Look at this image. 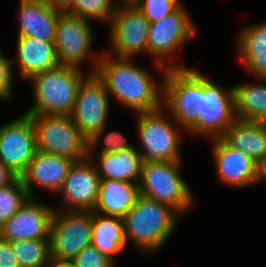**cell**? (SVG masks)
Listing matches in <instances>:
<instances>
[{
    "label": "cell",
    "instance_id": "1",
    "mask_svg": "<svg viewBox=\"0 0 266 267\" xmlns=\"http://www.w3.org/2000/svg\"><path fill=\"white\" fill-rule=\"evenodd\" d=\"M148 70L134 59L117 58L103 52L94 73L116 103L136 114L162 108L163 79L158 82Z\"/></svg>",
    "mask_w": 266,
    "mask_h": 267
},
{
    "label": "cell",
    "instance_id": "2",
    "mask_svg": "<svg viewBox=\"0 0 266 267\" xmlns=\"http://www.w3.org/2000/svg\"><path fill=\"white\" fill-rule=\"evenodd\" d=\"M179 217L170 206L140 194L123 218L126 245L132 244L137 251L154 255L176 230Z\"/></svg>",
    "mask_w": 266,
    "mask_h": 267
},
{
    "label": "cell",
    "instance_id": "3",
    "mask_svg": "<svg viewBox=\"0 0 266 267\" xmlns=\"http://www.w3.org/2000/svg\"><path fill=\"white\" fill-rule=\"evenodd\" d=\"M85 71L87 70L59 65L32 76L28 81L32 84L33 102L24 114L70 115L78 89L90 74Z\"/></svg>",
    "mask_w": 266,
    "mask_h": 267
},
{
    "label": "cell",
    "instance_id": "4",
    "mask_svg": "<svg viewBox=\"0 0 266 267\" xmlns=\"http://www.w3.org/2000/svg\"><path fill=\"white\" fill-rule=\"evenodd\" d=\"M182 162H143L139 182V191L142 196L170 206L181 217L195 208V201H197L191 188L180 174Z\"/></svg>",
    "mask_w": 266,
    "mask_h": 267
},
{
    "label": "cell",
    "instance_id": "5",
    "mask_svg": "<svg viewBox=\"0 0 266 267\" xmlns=\"http://www.w3.org/2000/svg\"><path fill=\"white\" fill-rule=\"evenodd\" d=\"M190 15L182 3L172 13L149 24L147 55L155 59V68L162 77L166 69L188 67L174 62L170 57L173 58L184 44L197 36L198 30Z\"/></svg>",
    "mask_w": 266,
    "mask_h": 267
},
{
    "label": "cell",
    "instance_id": "6",
    "mask_svg": "<svg viewBox=\"0 0 266 267\" xmlns=\"http://www.w3.org/2000/svg\"><path fill=\"white\" fill-rule=\"evenodd\" d=\"M135 115L136 131L140 141L136 148L143 162L182 161L181 134H185L186 131L163 108ZM139 145L142 149H139Z\"/></svg>",
    "mask_w": 266,
    "mask_h": 267
},
{
    "label": "cell",
    "instance_id": "7",
    "mask_svg": "<svg viewBox=\"0 0 266 267\" xmlns=\"http://www.w3.org/2000/svg\"><path fill=\"white\" fill-rule=\"evenodd\" d=\"M162 79V108L187 131L200 115L202 72L195 67L169 68Z\"/></svg>",
    "mask_w": 266,
    "mask_h": 267
},
{
    "label": "cell",
    "instance_id": "8",
    "mask_svg": "<svg viewBox=\"0 0 266 267\" xmlns=\"http://www.w3.org/2000/svg\"><path fill=\"white\" fill-rule=\"evenodd\" d=\"M32 119L37 151L67 157L75 162L88 158V140L70 115H36Z\"/></svg>",
    "mask_w": 266,
    "mask_h": 267
},
{
    "label": "cell",
    "instance_id": "9",
    "mask_svg": "<svg viewBox=\"0 0 266 267\" xmlns=\"http://www.w3.org/2000/svg\"><path fill=\"white\" fill-rule=\"evenodd\" d=\"M91 22L69 13H60L57 20L55 50L59 65L84 69L90 60L89 73L96 71L103 52H94V28Z\"/></svg>",
    "mask_w": 266,
    "mask_h": 267
},
{
    "label": "cell",
    "instance_id": "10",
    "mask_svg": "<svg viewBox=\"0 0 266 267\" xmlns=\"http://www.w3.org/2000/svg\"><path fill=\"white\" fill-rule=\"evenodd\" d=\"M202 72L200 115L186 134L211 139L221 138L237 120L233 86L226 89Z\"/></svg>",
    "mask_w": 266,
    "mask_h": 267
},
{
    "label": "cell",
    "instance_id": "11",
    "mask_svg": "<svg viewBox=\"0 0 266 267\" xmlns=\"http://www.w3.org/2000/svg\"><path fill=\"white\" fill-rule=\"evenodd\" d=\"M92 211L54 209L50 229V258L69 263L91 245Z\"/></svg>",
    "mask_w": 266,
    "mask_h": 267
},
{
    "label": "cell",
    "instance_id": "12",
    "mask_svg": "<svg viewBox=\"0 0 266 267\" xmlns=\"http://www.w3.org/2000/svg\"><path fill=\"white\" fill-rule=\"evenodd\" d=\"M149 24L136 5L117 6L110 24L107 25L110 46L105 53L130 59L147 54Z\"/></svg>",
    "mask_w": 266,
    "mask_h": 267
},
{
    "label": "cell",
    "instance_id": "13",
    "mask_svg": "<svg viewBox=\"0 0 266 267\" xmlns=\"http://www.w3.org/2000/svg\"><path fill=\"white\" fill-rule=\"evenodd\" d=\"M110 100L103 82L95 73H90L82 81L70 117L88 141L108 124Z\"/></svg>",
    "mask_w": 266,
    "mask_h": 267
},
{
    "label": "cell",
    "instance_id": "14",
    "mask_svg": "<svg viewBox=\"0 0 266 267\" xmlns=\"http://www.w3.org/2000/svg\"><path fill=\"white\" fill-rule=\"evenodd\" d=\"M37 152L32 119L24 113L0 125V160L21 177Z\"/></svg>",
    "mask_w": 266,
    "mask_h": 267
},
{
    "label": "cell",
    "instance_id": "15",
    "mask_svg": "<svg viewBox=\"0 0 266 267\" xmlns=\"http://www.w3.org/2000/svg\"><path fill=\"white\" fill-rule=\"evenodd\" d=\"M100 181L97 168L90 159L75 162L57 193L63 205L54 209L93 211Z\"/></svg>",
    "mask_w": 266,
    "mask_h": 267
},
{
    "label": "cell",
    "instance_id": "16",
    "mask_svg": "<svg viewBox=\"0 0 266 267\" xmlns=\"http://www.w3.org/2000/svg\"><path fill=\"white\" fill-rule=\"evenodd\" d=\"M213 163L218 181L224 186L245 188L259 184V164L222 138L211 139Z\"/></svg>",
    "mask_w": 266,
    "mask_h": 267
},
{
    "label": "cell",
    "instance_id": "17",
    "mask_svg": "<svg viewBox=\"0 0 266 267\" xmlns=\"http://www.w3.org/2000/svg\"><path fill=\"white\" fill-rule=\"evenodd\" d=\"M30 197L1 227L0 238L9 242L20 239H50L54 206ZM52 206V207H51Z\"/></svg>",
    "mask_w": 266,
    "mask_h": 267
},
{
    "label": "cell",
    "instance_id": "18",
    "mask_svg": "<svg viewBox=\"0 0 266 267\" xmlns=\"http://www.w3.org/2000/svg\"><path fill=\"white\" fill-rule=\"evenodd\" d=\"M75 161L57 155L37 151L21 176L30 197H38L33 187H39L49 194L58 193Z\"/></svg>",
    "mask_w": 266,
    "mask_h": 267
},
{
    "label": "cell",
    "instance_id": "19",
    "mask_svg": "<svg viewBox=\"0 0 266 267\" xmlns=\"http://www.w3.org/2000/svg\"><path fill=\"white\" fill-rule=\"evenodd\" d=\"M60 13L46 0H20L16 15L17 36H31L55 43Z\"/></svg>",
    "mask_w": 266,
    "mask_h": 267
},
{
    "label": "cell",
    "instance_id": "20",
    "mask_svg": "<svg viewBox=\"0 0 266 267\" xmlns=\"http://www.w3.org/2000/svg\"><path fill=\"white\" fill-rule=\"evenodd\" d=\"M16 55L13 65H18L20 79L29 80L32 76L59 66L55 45L31 36H17ZM16 60V61H15Z\"/></svg>",
    "mask_w": 266,
    "mask_h": 267
},
{
    "label": "cell",
    "instance_id": "21",
    "mask_svg": "<svg viewBox=\"0 0 266 267\" xmlns=\"http://www.w3.org/2000/svg\"><path fill=\"white\" fill-rule=\"evenodd\" d=\"M236 36L237 57L247 75L254 79L266 74V22L245 25Z\"/></svg>",
    "mask_w": 266,
    "mask_h": 267
},
{
    "label": "cell",
    "instance_id": "22",
    "mask_svg": "<svg viewBox=\"0 0 266 267\" xmlns=\"http://www.w3.org/2000/svg\"><path fill=\"white\" fill-rule=\"evenodd\" d=\"M140 195L139 184L101 179L93 212L123 219Z\"/></svg>",
    "mask_w": 266,
    "mask_h": 267
},
{
    "label": "cell",
    "instance_id": "23",
    "mask_svg": "<svg viewBox=\"0 0 266 267\" xmlns=\"http://www.w3.org/2000/svg\"><path fill=\"white\" fill-rule=\"evenodd\" d=\"M95 155L90 160L95 164L101 179L139 184L143 161L136 146L117 153Z\"/></svg>",
    "mask_w": 266,
    "mask_h": 267
},
{
    "label": "cell",
    "instance_id": "24",
    "mask_svg": "<svg viewBox=\"0 0 266 267\" xmlns=\"http://www.w3.org/2000/svg\"><path fill=\"white\" fill-rule=\"evenodd\" d=\"M221 138L259 165L266 158V127L262 122L236 120Z\"/></svg>",
    "mask_w": 266,
    "mask_h": 267
},
{
    "label": "cell",
    "instance_id": "25",
    "mask_svg": "<svg viewBox=\"0 0 266 267\" xmlns=\"http://www.w3.org/2000/svg\"><path fill=\"white\" fill-rule=\"evenodd\" d=\"M91 236V245L117 265V256L127 247L123 219L92 211Z\"/></svg>",
    "mask_w": 266,
    "mask_h": 267
},
{
    "label": "cell",
    "instance_id": "26",
    "mask_svg": "<svg viewBox=\"0 0 266 267\" xmlns=\"http://www.w3.org/2000/svg\"><path fill=\"white\" fill-rule=\"evenodd\" d=\"M250 82L234 84L235 115L237 120L263 122L266 120V86L260 78Z\"/></svg>",
    "mask_w": 266,
    "mask_h": 267
},
{
    "label": "cell",
    "instance_id": "27",
    "mask_svg": "<svg viewBox=\"0 0 266 267\" xmlns=\"http://www.w3.org/2000/svg\"><path fill=\"white\" fill-rule=\"evenodd\" d=\"M20 267H46L50 262V239L11 241Z\"/></svg>",
    "mask_w": 266,
    "mask_h": 267
},
{
    "label": "cell",
    "instance_id": "28",
    "mask_svg": "<svg viewBox=\"0 0 266 267\" xmlns=\"http://www.w3.org/2000/svg\"><path fill=\"white\" fill-rule=\"evenodd\" d=\"M116 8L113 0H75L67 13L91 23L97 21L109 25Z\"/></svg>",
    "mask_w": 266,
    "mask_h": 267
},
{
    "label": "cell",
    "instance_id": "29",
    "mask_svg": "<svg viewBox=\"0 0 266 267\" xmlns=\"http://www.w3.org/2000/svg\"><path fill=\"white\" fill-rule=\"evenodd\" d=\"M108 125L99 130L88 141V159H91L95 154L117 153L121 150H126L135 147L136 145L130 144L121 132L119 131H106ZM102 140V141H101ZM103 143V144H102Z\"/></svg>",
    "mask_w": 266,
    "mask_h": 267
},
{
    "label": "cell",
    "instance_id": "30",
    "mask_svg": "<svg viewBox=\"0 0 266 267\" xmlns=\"http://www.w3.org/2000/svg\"><path fill=\"white\" fill-rule=\"evenodd\" d=\"M30 198L21 177L0 188V227Z\"/></svg>",
    "mask_w": 266,
    "mask_h": 267
},
{
    "label": "cell",
    "instance_id": "31",
    "mask_svg": "<svg viewBox=\"0 0 266 267\" xmlns=\"http://www.w3.org/2000/svg\"><path fill=\"white\" fill-rule=\"evenodd\" d=\"M182 0H138L136 7L150 22H156L175 11Z\"/></svg>",
    "mask_w": 266,
    "mask_h": 267
},
{
    "label": "cell",
    "instance_id": "32",
    "mask_svg": "<svg viewBox=\"0 0 266 267\" xmlns=\"http://www.w3.org/2000/svg\"><path fill=\"white\" fill-rule=\"evenodd\" d=\"M72 267H117L109 257L102 254L95 246L83 248L70 262Z\"/></svg>",
    "mask_w": 266,
    "mask_h": 267
},
{
    "label": "cell",
    "instance_id": "33",
    "mask_svg": "<svg viewBox=\"0 0 266 267\" xmlns=\"http://www.w3.org/2000/svg\"><path fill=\"white\" fill-rule=\"evenodd\" d=\"M14 71L12 58H7L0 49V101L7 102L13 98Z\"/></svg>",
    "mask_w": 266,
    "mask_h": 267
},
{
    "label": "cell",
    "instance_id": "34",
    "mask_svg": "<svg viewBox=\"0 0 266 267\" xmlns=\"http://www.w3.org/2000/svg\"><path fill=\"white\" fill-rule=\"evenodd\" d=\"M0 267H20L11 243L0 238Z\"/></svg>",
    "mask_w": 266,
    "mask_h": 267
},
{
    "label": "cell",
    "instance_id": "35",
    "mask_svg": "<svg viewBox=\"0 0 266 267\" xmlns=\"http://www.w3.org/2000/svg\"><path fill=\"white\" fill-rule=\"evenodd\" d=\"M19 176L0 160V188L6 187L15 182Z\"/></svg>",
    "mask_w": 266,
    "mask_h": 267
},
{
    "label": "cell",
    "instance_id": "36",
    "mask_svg": "<svg viewBox=\"0 0 266 267\" xmlns=\"http://www.w3.org/2000/svg\"><path fill=\"white\" fill-rule=\"evenodd\" d=\"M75 0H46L55 10L61 13H67L71 8Z\"/></svg>",
    "mask_w": 266,
    "mask_h": 267
},
{
    "label": "cell",
    "instance_id": "37",
    "mask_svg": "<svg viewBox=\"0 0 266 267\" xmlns=\"http://www.w3.org/2000/svg\"><path fill=\"white\" fill-rule=\"evenodd\" d=\"M265 181L266 182V158L259 165V183Z\"/></svg>",
    "mask_w": 266,
    "mask_h": 267
},
{
    "label": "cell",
    "instance_id": "38",
    "mask_svg": "<svg viewBox=\"0 0 266 267\" xmlns=\"http://www.w3.org/2000/svg\"><path fill=\"white\" fill-rule=\"evenodd\" d=\"M117 6L120 5H135L138 0H113Z\"/></svg>",
    "mask_w": 266,
    "mask_h": 267
},
{
    "label": "cell",
    "instance_id": "39",
    "mask_svg": "<svg viewBox=\"0 0 266 267\" xmlns=\"http://www.w3.org/2000/svg\"><path fill=\"white\" fill-rule=\"evenodd\" d=\"M46 267H72L69 263H57L51 261Z\"/></svg>",
    "mask_w": 266,
    "mask_h": 267
},
{
    "label": "cell",
    "instance_id": "40",
    "mask_svg": "<svg viewBox=\"0 0 266 267\" xmlns=\"http://www.w3.org/2000/svg\"><path fill=\"white\" fill-rule=\"evenodd\" d=\"M260 79L262 80V82L264 83V85L266 86V74L262 75L260 77Z\"/></svg>",
    "mask_w": 266,
    "mask_h": 267
},
{
    "label": "cell",
    "instance_id": "41",
    "mask_svg": "<svg viewBox=\"0 0 266 267\" xmlns=\"http://www.w3.org/2000/svg\"><path fill=\"white\" fill-rule=\"evenodd\" d=\"M262 123H263V124H264V126L266 127V120H264Z\"/></svg>",
    "mask_w": 266,
    "mask_h": 267
}]
</instances>
